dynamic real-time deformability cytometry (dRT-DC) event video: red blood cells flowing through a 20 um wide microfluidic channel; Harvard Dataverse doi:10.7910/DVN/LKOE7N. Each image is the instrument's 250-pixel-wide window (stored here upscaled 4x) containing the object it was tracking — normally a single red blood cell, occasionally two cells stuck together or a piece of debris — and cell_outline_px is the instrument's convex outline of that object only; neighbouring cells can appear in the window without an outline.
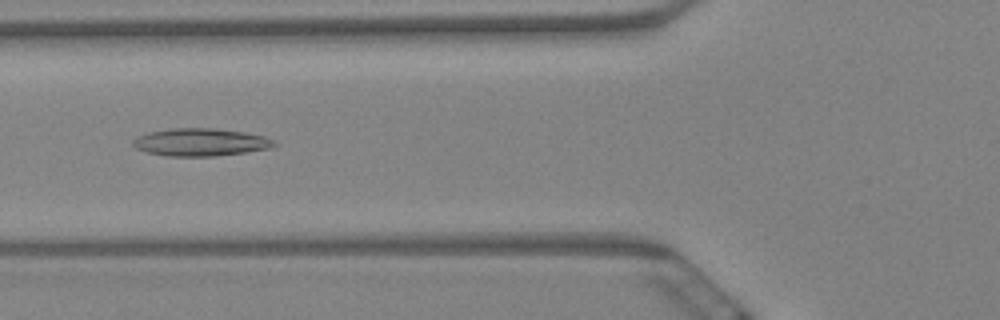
{"species": "Egyptian fruit bat (a non-hibernating species)", "species_latin": "Rousettus aegyptiacus", "temperature_condition": "warm", "stored_images_in_passage": 7, "camera_frame_rate_fps": 3000, "um_per_image_px": 0.085, "animal": {"sex": "female"}, "frame": {"image": 1, "passage_image": 3, "time_ms": 0.667, "image_size_px": [1000, 320], "cell_outline_px": [[276, 144], [268, 148], [244, 152], [212, 156], [168, 156], [148, 152], [136, 148], [132, 144], [132, 140], [136, 136], [148, 132], [172, 128], [216, 128], [244, 132], [264, 136], [272, 140]], "centroid_in_image_um": [16.99, 12.07], "position_along_channel_um": 108.8, "area_um2": 22.54}}
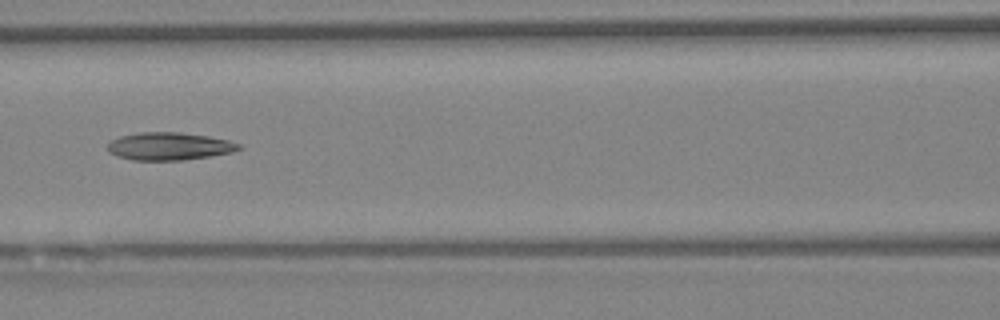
{"frame": {"image": 2, "passage_image": 4, "time_ms": 1.0, "image_size_px": [1000, 320], "cell_outline_px": [[240, 148], [232, 152], [184, 160], [132, 160], [116, 156], [108, 152], [108, 144], [112, 140], [120, 136], [140, 132], [180, 132], [208, 136], [228, 140], [240, 144]], "centroid_in_image_um": [14.35, 12.43], "position_along_channel_um": 152.3, "area_um2": 21.1}}
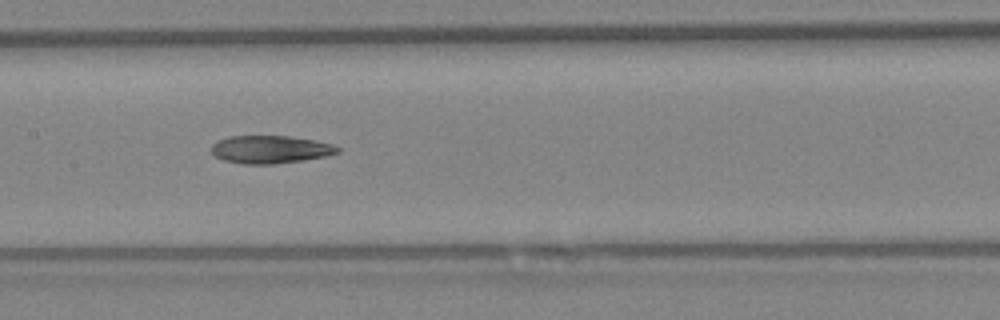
{"frame": {"image": 3, "passage_image": 5, "time_ms": 1.333, "image_size_px": [1000, 320], "cell_outline_px": [[340, 152], [328, 156], [304, 160], [276, 164], [244, 164], [224, 160], [216, 156], [212, 152], [212, 144], [216, 140], [228, 136], [288, 136], [316, 140], [332, 144], [340, 148]], "centroid_in_image_um": [23.0, 12.7], "position_along_channel_um": 184.4, "area_um2": 20.63}}